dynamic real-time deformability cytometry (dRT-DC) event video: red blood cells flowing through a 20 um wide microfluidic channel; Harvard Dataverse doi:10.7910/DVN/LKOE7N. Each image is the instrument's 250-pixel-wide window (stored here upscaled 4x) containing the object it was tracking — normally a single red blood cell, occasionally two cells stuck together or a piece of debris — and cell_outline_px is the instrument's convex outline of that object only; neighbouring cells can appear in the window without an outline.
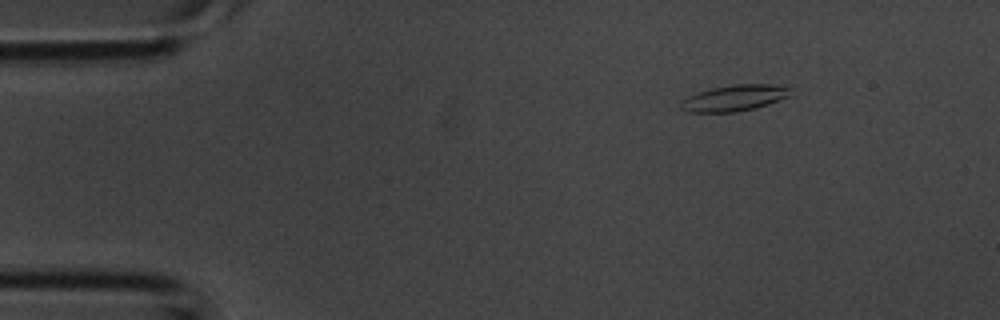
{"species": "common noctule bat (a hibernating species)", "species_latin": "Nyctalus noctula", "temperature_condition": "room temperature", "stored_images_in_passage": 4, "camera_frame_rate_fps": 3000, "um_per_image_px": 0.085, "animal": {"sex": "male", "body_mass_g": 20.1, "forearm_length_mm": 53.5}, "frame": {"image": 1, "passage_image": 1, "time_ms": 0.0, "image_size_px": [1000, 320], "cell_outline_px": [[792, 88], [788, 96], [768, 104], [756, 108], [736, 112], [688, 112], [680, 108], [680, 104], [688, 96], [696, 92], [712, 88], [732, 84], [788, 84]], "centroid_in_image_um": [62.46, 8.31], "position_along_channel_um": 22.5, "area_um2": 16.88}}
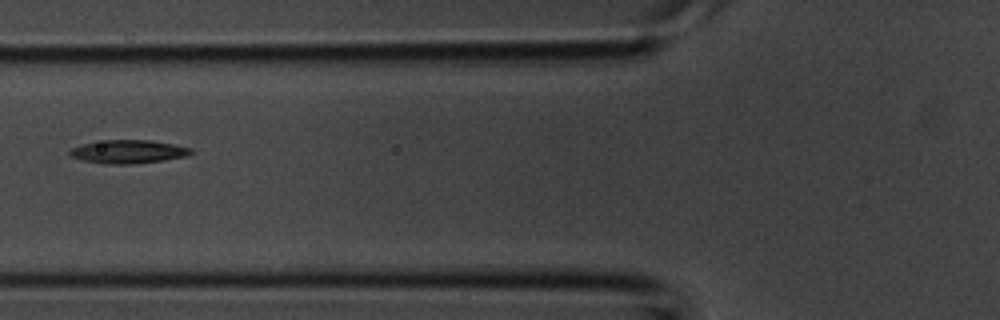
{"frame": {"image": 2, "passage_image": 4, "time_ms": 1.0, "image_size_px": [1000, 320], "cell_outline_px": [[192, 152], [188, 156], [132, 164], [104, 164], [80, 160], [72, 156], [68, 152], [72, 148], [84, 144], [104, 140], [152, 140], [192, 148]], "centroid_in_image_um": [10.89, 12.89], "position_along_channel_um": 114.9, "area_um2": 16.36}}